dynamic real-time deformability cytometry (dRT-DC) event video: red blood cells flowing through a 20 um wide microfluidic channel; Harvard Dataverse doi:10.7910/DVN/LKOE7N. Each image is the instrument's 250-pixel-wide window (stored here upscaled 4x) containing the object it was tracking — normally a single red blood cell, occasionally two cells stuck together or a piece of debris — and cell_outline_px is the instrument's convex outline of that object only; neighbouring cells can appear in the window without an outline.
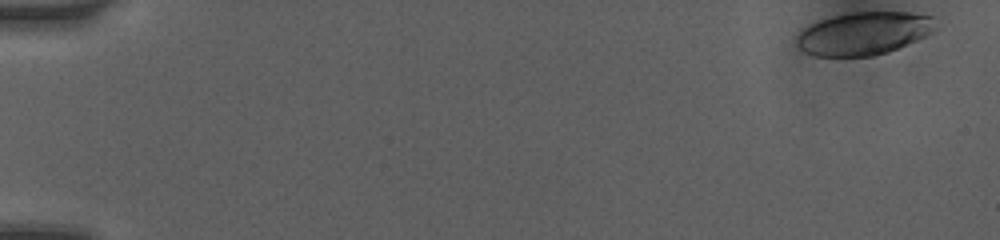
{"species": "human", "species_latin": "Homo sapiens", "temperature_condition": "room temperature", "stored_images_in_passage": 12, "camera_frame_rate_fps": 3000, "um_per_image_px": 0.085, "donor": {"sex": "female"}, "frame": {"image": 1, "passage_image": 1, "time_ms": 0.0, "image_size_px": [1000, 240], "cell_outline_px": [[940, 28], [908, 44], [888, 52], [872, 56], [816, 56], [804, 52], [796, 44], [796, 36], [808, 24], [820, 20], [852, 12], [908, 12], [936, 16]], "centroid_in_image_um": [73.48, 2.83], "position_along_channel_um": 11.5, "area_um2": 35.08}}
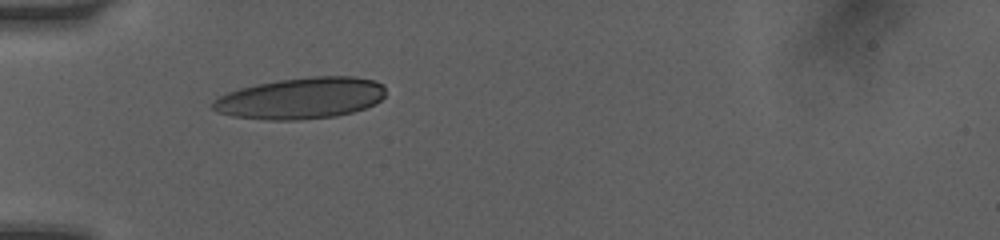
{"frame": {"image": 2, "passage_image": 11, "time_ms": 5.0, "image_size_px": [1000, 240], "cell_outline_px": [[384, 96], [380, 100], [364, 108], [352, 112], [336, 116], [296, 120], [268, 120], [232, 116], [216, 112], [212, 108], [212, 104], [220, 96], [228, 92], [240, 88], [256, 84], [280, 80], [312, 76], [356, 76], [376, 80], [384, 84]], "centroid_in_image_um": [25.59, 8.34], "position_along_channel_um": 59.4, "area_um2": 41.62}}
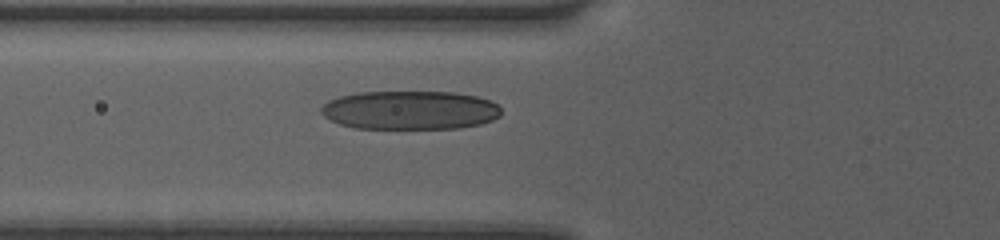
{"frame": {"image": 3, "passage_image": 12, "time_ms": 6.0, "image_size_px": [1000, 240], "cell_outline_px": [[500, 116], [492, 120], [480, 124], [456, 128], [356, 128], [340, 124], [324, 116], [320, 112], [320, 108], [328, 100], [340, 96], [356, 92], [452, 92], [476, 96], [488, 100], [496, 104], [500, 108]], "centroid_in_image_um": [34.82, 9.36], "position_along_channel_um": 91.0, "area_um2": 40.52}}